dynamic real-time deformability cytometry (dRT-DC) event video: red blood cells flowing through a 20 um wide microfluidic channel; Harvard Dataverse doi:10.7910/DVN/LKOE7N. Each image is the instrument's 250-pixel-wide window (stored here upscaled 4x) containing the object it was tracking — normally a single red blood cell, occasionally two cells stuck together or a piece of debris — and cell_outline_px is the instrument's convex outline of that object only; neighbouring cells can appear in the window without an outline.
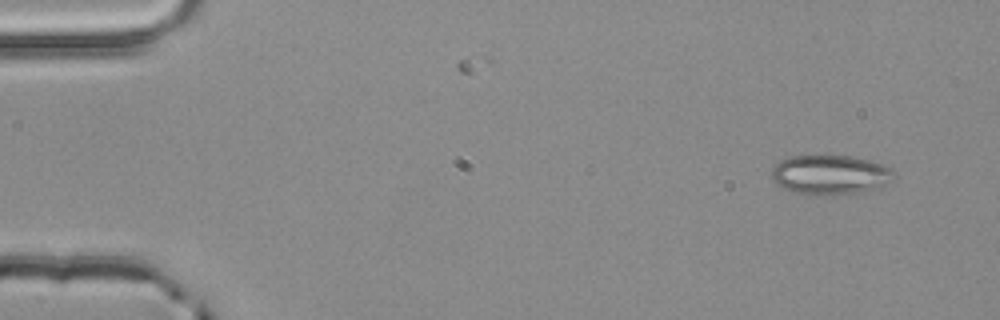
{"species": "common noctule bat (a hibernating species)", "species_latin": "Nyctalus noctula", "temperature_condition": "room temperature", "stored_images_in_passage": 5, "segment_of_instrument_passage": [2, 2], "camera_frame_rate_fps": 3000, "um_per_image_px": 0.085, "animal": {"sex": "male", "body_mass_g": 20.4}, "frame": {"image": 1, "passage_image": 5, "time_ms": 1.333, "image_size_px": [1000, 320], "cell_outline_px": [[896, 176], [892, 180], [880, 188], [856, 192], [828, 196], [824, 196], [792, 192], [776, 184], [772, 180], [772, 168], [780, 160], [788, 156], [852, 156], [884, 164], [892, 168], [896, 172]], "centroid_in_image_um": [70.59, 14.86], "position_along_channel_um": 14.4, "area_um2": 28.55}}